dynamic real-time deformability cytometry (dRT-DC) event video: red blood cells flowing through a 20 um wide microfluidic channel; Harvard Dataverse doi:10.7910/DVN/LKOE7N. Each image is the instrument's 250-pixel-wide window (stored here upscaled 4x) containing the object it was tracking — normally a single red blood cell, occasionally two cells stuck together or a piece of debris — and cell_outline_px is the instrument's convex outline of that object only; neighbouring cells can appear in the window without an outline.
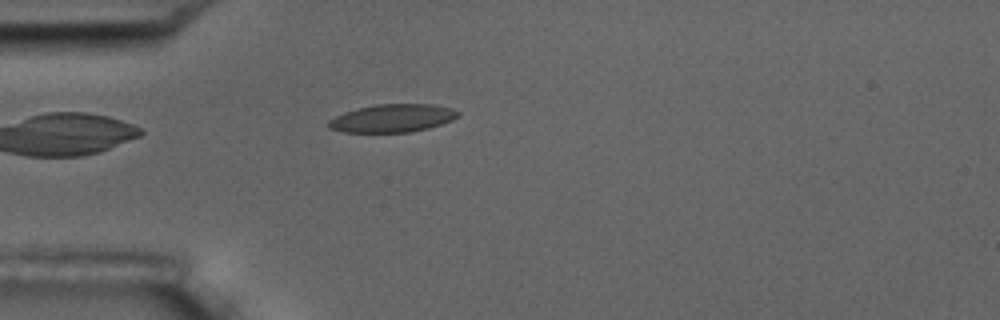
{"species": "common noctule bat (a hibernating species)", "species_latin": "Nyctalus noctula", "temperature_condition": "room temperature", "stored_images_in_passage": 1, "camera_frame_rate_fps": 3000, "um_per_image_px": 0.085, "animal": {"sex": "male", "body_mass_g": 17.5, "forearm_length_mm": 52.3}, "frame": {"image": 1, "passage_image": 1, "time_ms": 0.0, "image_size_px": [1000, 320], "cell_outline_px": [[460, 116], [452, 120], [428, 128], [412, 132], [344, 132], [328, 128], [328, 120], [344, 112], [356, 108], [376, 104], [432, 104], [452, 108], [460, 112]], "centroid_in_image_um": [33.36, 10.04], "position_along_channel_um": 51.6, "area_um2": 21.21}}